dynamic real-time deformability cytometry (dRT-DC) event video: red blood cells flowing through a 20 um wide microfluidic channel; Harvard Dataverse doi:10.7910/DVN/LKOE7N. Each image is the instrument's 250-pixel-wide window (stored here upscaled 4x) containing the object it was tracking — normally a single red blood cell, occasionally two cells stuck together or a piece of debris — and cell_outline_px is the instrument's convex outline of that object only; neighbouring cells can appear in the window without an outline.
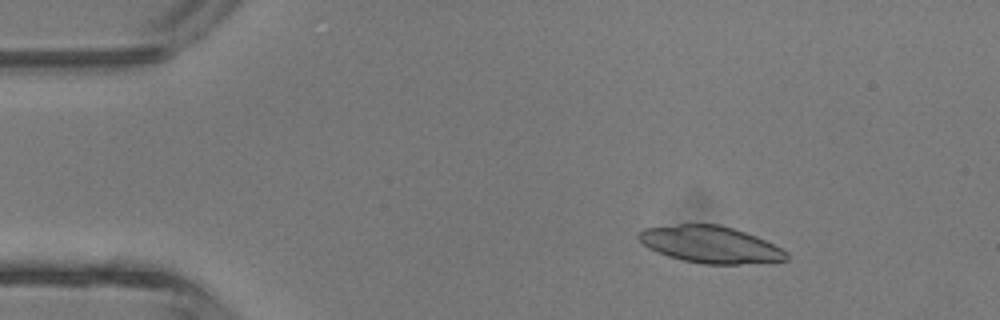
{"species": "common noctule bat (a hibernating species)", "species_latin": "Nyctalus noctula", "temperature_condition": "room temperature", "stored_images_in_passage": 3, "camera_frame_rate_fps": 3000, "um_per_image_px": 0.085, "animal": {"sex": "male", "body_mass_g": 13.3}, "frame": {"image": 1, "passage_image": 2, "time_ms": 1.333, "image_size_px": [1000, 320], "cell_outline_px": [[788, 260], [740, 264], [704, 264], [680, 260], [656, 252], [648, 248], [636, 236], [636, 232], [644, 228], [680, 224], [720, 224], [756, 236], [788, 252]], "centroid_in_image_um": [60.33, 20.78], "position_along_channel_um": 24.7, "area_um2": 31.73}}